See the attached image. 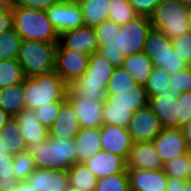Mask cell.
Returning a JSON list of instances; mask_svg holds the SVG:
<instances>
[{
	"mask_svg": "<svg viewBox=\"0 0 191 191\" xmlns=\"http://www.w3.org/2000/svg\"><path fill=\"white\" fill-rule=\"evenodd\" d=\"M22 40L14 28L0 34V61L17 59Z\"/></svg>",
	"mask_w": 191,
	"mask_h": 191,
	"instance_id": "1f68e13d",
	"label": "cell"
},
{
	"mask_svg": "<svg viewBox=\"0 0 191 191\" xmlns=\"http://www.w3.org/2000/svg\"><path fill=\"white\" fill-rule=\"evenodd\" d=\"M178 1H180L184 5H186V6L191 8V0H178Z\"/></svg>",
	"mask_w": 191,
	"mask_h": 191,
	"instance_id": "9f6ffc18",
	"label": "cell"
},
{
	"mask_svg": "<svg viewBox=\"0 0 191 191\" xmlns=\"http://www.w3.org/2000/svg\"><path fill=\"white\" fill-rule=\"evenodd\" d=\"M90 55L76 50L65 48L60 42L57 43L55 72L67 85L79 80L85 73L89 64Z\"/></svg>",
	"mask_w": 191,
	"mask_h": 191,
	"instance_id": "30bf717a",
	"label": "cell"
},
{
	"mask_svg": "<svg viewBox=\"0 0 191 191\" xmlns=\"http://www.w3.org/2000/svg\"><path fill=\"white\" fill-rule=\"evenodd\" d=\"M72 104L81 128H98L103 125V102L86 98L83 95H67Z\"/></svg>",
	"mask_w": 191,
	"mask_h": 191,
	"instance_id": "2e32d148",
	"label": "cell"
},
{
	"mask_svg": "<svg viewBox=\"0 0 191 191\" xmlns=\"http://www.w3.org/2000/svg\"><path fill=\"white\" fill-rule=\"evenodd\" d=\"M49 137L74 139L81 130L72 104L66 99L60 106L55 122L48 128Z\"/></svg>",
	"mask_w": 191,
	"mask_h": 191,
	"instance_id": "44dd1931",
	"label": "cell"
},
{
	"mask_svg": "<svg viewBox=\"0 0 191 191\" xmlns=\"http://www.w3.org/2000/svg\"><path fill=\"white\" fill-rule=\"evenodd\" d=\"M179 103L180 128L191 123V91L180 93L177 98Z\"/></svg>",
	"mask_w": 191,
	"mask_h": 191,
	"instance_id": "b9f144b4",
	"label": "cell"
},
{
	"mask_svg": "<svg viewBox=\"0 0 191 191\" xmlns=\"http://www.w3.org/2000/svg\"><path fill=\"white\" fill-rule=\"evenodd\" d=\"M84 164L98 179L117 173H127V161L105 150H101Z\"/></svg>",
	"mask_w": 191,
	"mask_h": 191,
	"instance_id": "ffe728a7",
	"label": "cell"
},
{
	"mask_svg": "<svg viewBox=\"0 0 191 191\" xmlns=\"http://www.w3.org/2000/svg\"><path fill=\"white\" fill-rule=\"evenodd\" d=\"M17 0H0V5L13 6Z\"/></svg>",
	"mask_w": 191,
	"mask_h": 191,
	"instance_id": "816d5d0a",
	"label": "cell"
},
{
	"mask_svg": "<svg viewBox=\"0 0 191 191\" xmlns=\"http://www.w3.org/2000/svg\"><path fill=\"white\" fill-rule=\"evenodd\" d=\"M68 2L75 4L77 6L82 5L84 2L88 1V0H67Z\"/></svg>",
	"mask_w": 191,
	"mask_h": 191,
	"instance_id": "11a10c76",
	"label": "cell"
},
{
	"mask_svg": "<svg viewBox=\"0 0 191 191\" xmlns=\"http://www.w3.org/2000/svg\"><path fill=\"white\" fill-rule=\"evenodd\" d=\"M84 26L95 27L109 20V0H88L80 5Z\"/></svg>",
	"mask_w": 191,
	"mask_h": 191,
	"instance_id": "4316f807",
	"label": "cell"
},
{
	"mask_svg": "<svg viewBox=\"0 0 191 191\" xmlns=\"http://www.w3.org/2000/svg\"><path fill=\"white\" fill-rule=\"evenodd\" d=\"M170 74L164 69L154 67L152 73L147 78V81L143 85L148 98L157 96L165 92H173V88L170 87Z\"/></svg>",
	"mask_w": 191,
	"mask_h": 191,
	"instance_id": "4dcf8cb0",
	"label": "cell"
},
{
	"mask_svg": "<svg viewBox=\"0 0 191 191\" xmlns=\"http://www.w3.org/2000/svg\"><path fill=\"white\" fill-rule=\"evenodd\" d=\"M0 141L11 155L26 151L27 145L21 137L19 125L15 117H11L3 127V130L0 132Z\"/></svg>",
	"mask_w": 191,
	"mask_h": 191,
	"instance_id": "83f0119b",
	"label": "cell"
},
{
	"mask_svg": "<svg viewBox=\"0 0 191 191\" xmlns=\"http://www.w3.org/2000/svg\"><path fill=\"white\" fill-rule=\"evenodd\" d=\"M69 186L82 191H95L98 178L85 166L84 163H76L68 170Z\"/></svg>",
	"mask_w": 191,
	"mask_h": 191,
	"instance_id": "f1b7e54d",
	"label": "cell"
},
{
	"mask_svg": "<svg viewBox=\"0 0 191 191\" xmlns=\"http://www.w3.org/2000/svg\"><path fill=\"white\" fill-rule=\"evenodd\" d=\"M60 1L61 0H17L13 6L46 11L52 5L58 4Z\"/></svg>",
	"mask_w": 191,
	"mask_h": 191,
	"instance_id": "ee69618b",
	"label": "cell"
},
{
	"mask_svg": "<svg viewBox=\"0 0 191 191\" xmlns=\"http://www.w3.org/2000/svg\"><path fill=\"white\" fill-rule=\"evenodd\" d=\"M78 163H84L102 150L101 148V127L81 128L74 138Z\"/></svg>",
	"mask_w": 191,
	"mask_h": 191,
	"instance_id": "cb8c5ba5",
	"label": "cell"
},
{
	"mask_svg": "<svg viewBox=\"0 0 191 191\" xmlns=\"http://www.w3.org/2000/svg\"><path fill=\"white\" fill-rule=\"evenodd\" d=\"M10 154L6 151L4 145L0 141V159H5L8 157Z\"/></svg>",
	"mask_w": 191,
	"mask_h": 191,
	"instance_id": "f907efd6",
	"label": "cell"
},
{
	"mask_svg": "<svg viewBox=\"0 0 191 191\" xmlns=\"http://www.w3.org/2000/svg\"><path fill=\"white\" fill-rule=\"evenodd\" d=\"M171 41L176 53H178L180 57H183V60L191 66V31L184 33Z\"/></svg>",
	"mask_w": 191,
	"mask_h": 191,
	"instance_id": "60d3db41",
	"label": "cell"
},
{
	"mask_svg": "<svg viewBox=\"0 0 191 191\" xmlns=\"http://www.w3.org/2000/svg\"><path fill=\"white\" fill-rule=\"evenodd\" d=\"M137 85L123 66L115 67L106 88L107 96L130 93Z\"/></svg>",
	"mask_w": 191,
	"mask_h": 191,
	"instance_id": "f546056e",
	"label": "cell"
},
{
	"mask_svg": "<svg viewBox=\"0 0 191 191\" xmlns=\"http://www.w3.org/2000/svg\"><path fill=\"white\" fill-rule=\"evenodd\" d=\"M179 93L165 92L149 98L148 106L159 118L163 128H180Z\"/></svg>",
	"mask_w": 191,
	"mask_h": 191,
	"instance_id": "5bb4252c",
	"label": "cell"
},
{
	"mask_svg": "<svg viewBox=\"0 0 191 191\" xmlns=\"http://www.w3.org/2000/svg\"><path fill=\"white\" fill-rule=\"evenodd\" d=\"M59 42L67 49L88 55H92L99 49L95 28L89 26H82L61 33Z\"/></svg>",
	"mask_w": 191,
	"mask_h": 191,
	"instance_id": "e0dca14e",
	"label": "cell"
},
{
	"mask_svg": "<svg viewBox=\"0 0 191 191\" xmlns=\"http://www.w3.org/2000/svg\"><path fill=\"white\" fill-rule=\"evenodd\" d=\"M57 43L22 40L17 61L22 67L24 77H33L55 71Z\"/></svg>",
	"mask_w": 191,
	"mask_h": 191,
	"instance_id": "52a82bcc",
	"label": "cell"
},
{
	"mask_svg": "<svg viewBox=\"0 0 191 191\" xmlns=\"http://www.w3.org/2000/svg\"><path fill=\"white\" fill-rule=\"evenodd\" d=\"M13 28L23 40L59 42V34L46 11L12 6Z\"/></svg>",
	"mask_w": 191,
	"mask_h": 191,
	"instance_id": "5b68a950",
	"label": "cell"
},
{
	"mask_svg": "<svg viewBox=\"0 0 191 191\" xmlns=\"http://www.w3.org/2000/svg\"><path fill=\"white\" fill-rule=\"evenodd\" d=\"M19 180L15 178L13 172V155L5 159H0V189L2 191H13Z\"/></svg>",
	"mask_w": 191,
	"mask_h": 191,
	"instance_id": "74e56055",
	"label": "cell"
},
{
	"mask_svg": "<svg viewBox=\"0 0 191 191\" xmlns=\"http://www.w3.org/2000/svg\"><path fill=\"white\" fill-rule=\"evenodd\" d=\"M26 150L33 155L36 169L68 170L78 163L74 139L49 137L37 145H27Z\"/></svg>",
	"mask_w": 191,
	"mask_h": 191,
	"instance_id": "3957f363",
	"label": "cell"
},
{
	"mask_svg": "<svg viewBox=\"0 0 191 191\" xmlns=\"http://www.w3.org/2000/svg\"><path fill=\"white\" fill-rule=\"evenodd\" d=\"M109 6V20L117 25H123L139 17L128 0H109Z\"/></svg>",
	"mask_w": 191,
	"mask_h": 191,
	"instance_id": "d6a6232c",
	"label": "cell"
},
{
	"mask_svg": "<svg viewBox=\"0 0 191 191\" xmlns=\"http://www.w3.org/2000/svg\"><path fill=\"white\" fill-rule=\"evenodd\" d=\"M46 13L59 35L84 26L81 7L67 0H61L58 4L52 5Z\"/></svg>",
	"mask_w": 191,
	"mask_h": 191,
	"instance_id": "4fadbf2b",
	"label": "cell"
},
{
	"mask_svg": "<svg viewBox=\"0 0 191 191\" xmlns=\"http://www.w3.org/2000/svg\"><path fill=\"white\" fill-rule=\"evenodd\" d=\"M182 129H183L184 134H185L186 142H187L189 148H191V123L187 124Z\"/></svg>",
	"mask_w": 191,
	"mask_h": 191,
	"instance_id": "681fc988",
	"label": "cell"
},
{
	"mask_svg": "<svg viewBox=\"0 0 191 191\" xmlns=\"http://www.w3.org/2000/svg\"><path fill=\"white\" fill-rule=\"evenodd\" d=\"M94 28L99 45L98 52L112 65L119 67L123 65L126 57L143 52L145 39L152 25L150 18L139 16L123 25L106 20Z\"/></svg>",
	"mask_w": 191,
	"mask_h": 191,
	"instance_id": "6da1fadb",
	"label": "cell"
},
{
	"mask_svg": "<svg viewBox=\"0 0 191 191\" xmlns=\"http://www.w3.org/2000/svg\"><path fill=\"white\" fill-rule=\"evenodd\" d=\"M188 25H189V28H190V31H191V9H190V12H189Z\"/></svg>",
	"mask_w": 191,
	"mask_h": 191,
	"instance_id": "6f0895ef",
	"label": "cell"
},
{
	"mask_svg": "<svg viewBox=\"0 0 191 191\" xmlns=\"http://www.w3.org/2000/svg\"><path fill=\"white\" fill-rule=\"evenodd\" d=\"M163 161L152 142H134L127 159V169L162 170Z\"/></svg>",
	"mask_w": 191,
	"mask_h": 191,
	"instance_id": "d6986e66",
	"label": "cell"
},
{
	"mask_svg": "<svg viewBox=\"0 0 191 191\" xmlns=\"http://www.w3.org/2000/svg\"><path fill=\"white\" fill-rule=\"evenodd\" d=\"M26 181L38 191H67L69 188L67 170L36 169Z\"/></svg>",
	"mask_w": 191,
	"mask_h": 191,
	"instance_id": "7402d4cb",
	"label": "cell"
},
{
	"mask_svg": "<svg viewBox=\"0 0 191 191\" xmlns=\"http://www.w3.org/2000/svg\"><path fill=\"white\" fill-rule=\"evenodd\" d=\"M64 101L65 100L50 103L47 102L44 106L42 105L34 109L40 123L47 128L51 127L55 122V119L59 114L60 106Z\"/></svg>",
	"mask_w": 191,
	"mask_h": 191,
	"instance_id": "f35d334b",
	"label": "cell"
},
{
	"mask_svg": "<svg viewBox=\"0 0 191 191\" xmlns=\"http://www.w3.org/2000/svg\"><path fill=\"white\" fill-rule=\"evenodd\" d=\"M24 80L22 67L17 59L0 61V89Z\"/></svg>",
	"mask_w": 191,
	"mask_h": 191,
	"instance_id": "836d02e7",
	"label": "cell"
},
{
	"mask_svg": "<svg viewBox=\"0 0 191 191\" xmlns=\"http://www.w3.org/2000/svg\"><path fill=\"white\" fill-rule=\"evenodd\" d=\"M95 191H130L127 173H117L99 178Z\"/></svg>",
	"mask_w": 191,
	"mask_h": 191,
	"instance_id": "d590c367",
	"label": "cell"
},
{
	"mask_svg": "<svg viewBox=\"0 0 191 191\" xmlns=\"http://www.w3.org/2000/svg\"><path fill=\"white\" fill-rule=\"evenodd\" d=\"M185 180L168 177L166 191H183Z\"/></svg>",
	"mask_w": 191,
	"mask_h": 191,
	"instance_id": "bcb514c9",
	"label": "cell"
},
{
	"mask_svg": "<svg viewBox=\"0 0 191 191\" xmlns=\"http://www.w3.org/2000/svg\"><path fill=\"white\" fill-rule=\"evenodd\" d=\"M122 66L132 75L135 83L138 85L145 84L154 68L152 61L144 52L126 57Z\"/></svg>",
	"mask_w": 191,
	"mask_h": 191,
	"instance_id": "484cf974",
	"label": "cell"
},
{
	"mask_svg": "<svg viewBox=\"0 0 191 191\" xmlns=\"http://www.w3.org/2000/svg\"><path fill=\"white\" fill-rule=\"evenodd\" d=\"M13 29L12 6L0 5V34Z\"/></svg>",
	"mask_w": 191,
	"mask_h": 191,
	"instance_id": "f6af8a7d",
	"label": "cell"
},
{
	"mask_svg": "<svg viewBox=\"0 0 191 191\" xmlns=\"http://www.w3.org/2000/svg\"><path fill=\"white\" fill-rule=\"evenodd\" d=\"M189 167V151L186 154L172 158L164 163V173L170 178L186 180Z\"/></svg>",
	"mask_w": 191,
	"mask_h": 191,
	"instance_id": "8d00e7d4",
	"label": "cell"
},
{
	"mask_svg": "<svg viewBox=\"0 0 191 191\" xmlns=\"http://www.w3.org/2000/svg\"><path fill=\"white\" fill-rule=\"evenodd\" d=\"M162 129L159 118L149 106L136 111L128 127L133 142H152Z\"/></svg>",
	"mask_w": 191,
	"mask_h": 191,
	"instance_id": "7c38bea8",
	"label": "cell"
},
{
	"mask_svg": "<svg viewBox=\"0 0 191 191\" xmlns=\"http://www.w3.org/2000/svg\"><path fill=\"white\" fill-rule=\"evenodd\" d=\"M139 16L150 18L163 0H128Z\"/></svg>",
	"mask_w": 191,
	"mask_h": 191,
	"instance_id": "7bdbcfd3",
	"label": "cell"
},
{
	"mask_svg": "<svg viewBox=\"0 0 191 191\" xmlns=\"http://www.w3.org/2000/svg\"><path fill=\"white\" fill-rule=\"evenodd\" d=\"M36 170L34 157L27 150L13 155V172L16 179H26Z\"/></svg>",
	"mask_w": 191,
	"mask_h": 191,
	"instance_id": "e575fe53",
	"label": "cell"
},
{
	"mask_svg": "<svg viewBox=\"0 0 191 191\" xmlns=\"http://www.w3.org/2000/svg\"><path fill=\"white\" fill-rule=\"evenodd\" d=\"M152 143L163 163L186 154L190 149L182 128H163Z\"/></svg>",
	"mask_w": 191,
	"mask_h": 191,
	"instance_id": "8fae6325",
	"label": "cell"
},
{
	"mask_svg": "<svg viewBox=\"0 0 191 191\" xmlns=\"http://www.w3.org/2000/svg\"><path fill=\"white\" fill-rule=\"evenodd\" d=\"M15 118L26 145H37V142L47 141L49 138L48 128L40 123L34 110L24 109Z\"/></svg>",
	"mask_w": 191,
	"mask_h": 191,
	"instance_id": "603a6c76",
	"label": "cell"
},
{
	"mask_svg": "<svg viewBox=\"0 0 191 191\" xmlns=\"http://www.w3.org/2000/svg\"><path fill=\"white\" fill-rule=\"evenodd\" d=\"M115 66L100 52L90 55L84 75L68 85L67 95H83L96 101H104L106 88Z\"/></svg>",
	"mask_w": 191,
	"mask_h": 191,
	"instance_id": "7a4b0ae2",
	"label": "cell"
},
{
	"mask_svg": "<svg viewBox=\"0 0 191 191\" xmlns=\"http://www.w3.org/2000/svg\"><path fill=\"white\" fill-rule=\"evenodd\" d=\"M133 143L128 128L109 124L101 126L102 150L119 155L127 161Z\"/></svg>",
	"mask_w": 191,
	"mask_h": 191,
	"instance_id": "9a60e30c",
	"label": "cell"
},
{
	"mask_svg": "<svg viewBox=\"0 0 191 191\" xmlns=\"http://www.w3.org/2000/svg\"><path fill=\"white\" fill-rule=\"evenodd\" d=\"M186 180H191V148L189 149V167H188V171H187Z\"/></svg>",
	"mask_w": 191,
	"mask_h": 191,
	"instance_id": "f5cc1de1",
	"label": "cell"
},
{
	"mask_svg": "<svg viewBox=\"0 0 191 191\" xmlns=\"http://www.w3.org/2000/svg\"><path fill=\"white\" fill-rule=\"evenodd\" d=\"M170 87L177 93L191 91V66L170 75Z\"/></svg>",
	"mask_w": 191,
	"mask_h": 191,
	"instance_id": "ab89813d",
	"label": "cell"
},
{
	"mask_svg": "<svg viewBox=\"0 0 191 191\" xmlns=\"http://www.w3.org/2000/svg\"><path fill=\"white\" fill-rule=\"evenodd\" d=\"M148 102L143 85H137L130 93L107 96L103 101V124L128 128L132 115L148 106Z\"/></svg>",
	"mask_w": 191,
	"mask_h": 191,
	"instance_id": "277c9868",
	"label": "cell"
},
{
	"mask_svg": "<svg viewBox=\"0 0 191 191\" xmlns=\"http://www.w3.org/2000/svg\"><path fill=\"white\" fill-rule=\"evenodd\" d=\"M183 191H191V180H185Z\"/></svg>",
	"mask_w": 191,
	"mask_h": 191,
	"instance_id": "db71d44e",
	"label": "cell"
},
{
	"mask_svg": "<svg viewBox=\"0 0 191 191\" xmlns=\"http://www.w3.org/2000/svg\"><path fill=\"white\" fill-rule=\"evenodd\" d=\"M143 52L148 55L153 67L164 69L170 75L189 67L183 57L174 50L172 41L160 30L154 28L148 32Z\"/></svg>",
	"mask_w": 191,
	"mask_h": 191,
	"instance_id": "9c48e42d",
	"label": "cell"
},
{
	"mask_svg": "<svg viewBox=\"0 0 191 191\" xmlns=\"http://www.w3.org/2000/svg\"><path fill=\"white\" fill-rule=\"evenodd\" d=\"M130 191H166L164 170L126 169Z\"/></svg>",
	"mask_w": 191,
	"mask_h": 191,
	"instance_id": "ac0fdd59",
	"label": "cell"
},
{
	"mask_svg": "<svg viewBox=\"0 0 191 191\" xmlns=\"http://www.w3.org/2000/svg\"><path fill=\"white\" fill-rule=\"evenodd\" d=\"M0 108L12 117L26 109L24 80L0 89Z\"/></svg>",
	"mask_w": 191,
	"mask_h": 191,
	"instance_id": "d4e9b609",
	"label": "cell"
},
{
	"mask_svg": "<svg viewBox=\"0 0 191 191\" xmlns=\"http://www.w3.org/2000/svg\"><path fill=\"white\" fill-rule=\"evenodd\" d=\"M12 116L6 113L3 109L0 108V132L3 130V127L10 120Z\"/></svg>",
	"mask_w": 191,
	"mask_h": 191,
	"instance_id": "c3c4849f",
	"label": "cell"
},
{
	"mask_svg": "<svg viewBox=\"0 0 191 191\" xmlns=\"http://www.w3.org/2000/svg\"><path fill=\"white\" fill-rule=\"evenodd\" d=\"M67 191H82V190H79L78 188L69 186Z\"/></svg>",
	"mask_w": 191,
	"mask_h": 191,
	"instance_id": "680465c9",
	"label": "cell"
},
{
	"mask_svg": "<svg viewBox=\"0 0 191 191\" xmlns=\"http://www.w3.org/2000/svg\"><path fill=\"white\" fill-rule=\"evenodd\" d=\"M190 9L178 0H163L150 17L152 28L160 30L170 40L190 32Z\"/></svg>",
	"mask_w": 191,
	"mask_h": 191,
	"instance_id": "ba28073f",
	"label": "cell"
},
{
	"mask_svg": "<svg viewBox=\"0 0 191 191\" xmlns=\"http://www.w3.org/2000/svg\"><path fill=\"white\" fill-rule=\"evenodd\" d=\"M13 191H38L34 187H32L27 181H19L18 185Z\"/></svg>",
	"mask_w": 191,
	"mask_h": 191,
	"instance_id": "7dc6e473",
	"label": "cell"
},
{
	"mask_svg": "<svg viewBox=\"0 0 191 191\" xmlns=\"http://www.w3.org/2000/svg\"><path fill=\"white\" fill-rule=\"evenodd\" d=\"M68 85L54 71L48 74L24 77L26 109H36L47 102L66 100Z\"/></svg>",
	"mask_w": 191,
	"mask_h": 191,
	"instance_id": "8992f818",
	"label": "cell"
}]
</instances>
